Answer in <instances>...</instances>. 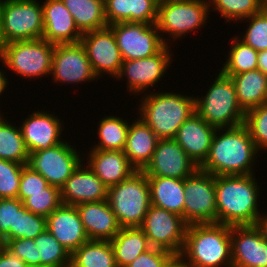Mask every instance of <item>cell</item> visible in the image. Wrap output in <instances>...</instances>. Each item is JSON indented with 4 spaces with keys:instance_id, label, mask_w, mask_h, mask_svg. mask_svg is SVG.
<instances>
[{
    "instance_id": "cell-1",
    "label": "cell",
    "mask_w": 267,
    "mask_h": 267,
    "mask_svg": "<svg viewBox=\"0 0 267 267\" xmlns=\"http://www.w3.org/2000/svg\"><path fill=\"white\" fill-rule=\"evenodd\" d=\"M258 151L244 124L216 129L209 154L199 169L214 176L255 174Z\"/></svg>"
},
{
    "instance_id": "cell-2",
    "label": "cell",
    "mask_w": 267,
    "mask_h": 267,
    "mask_svg": "<svg viewBox=\"0 0 267 267\" xmlns=\"http://www.w3.org/2000/svg\"><path fill=\"white\" fill-rule=\"evenodd\" d=\"M254 174L215 176L217 223L228 226L254 225L260 188ZM259 210V211H258Z\"/></svg>"
},
{
    "instance_id": "cell-3",
    "label": "cell",
    "mask_w": 267,
    "mask_h": 267,
    "mask_svg": "<svg viewBox=\"0 0 267 267\" xmlns=\"http://www.w3.org/2000/svg\"><path fill=\"white\" fill-rule=\"evenodd\" d=\"M179 256L185 267H232L231 226L188 225Z\"/></svg>"
},
{
    "instance_id": "cell-4",
    "label": "cell",
    "mask_w": 267,
    "mask_h": 267,
    "mask_svg": "<svg viewBox=\"0 0 267 267\" xmlns=\"http://www.w3.org/2000/svg\"><path fill=\"white\" fill-rule=\"evenodd\" d=\"M141 98L139 118L159 139H174L180 126L196 112L194 96L151 91Z\"/></svg>"
},
{
    "instance_id": "cell-5",
    "label": "cell",
    "mask_w": 267,
    "mask_h": 267,
    "mask_svg": "<svg viewBox=\"0 0 267 267\" xmlns=\"http://www.w3.org/2000/svg\"><path fill=\"white\" fill-rule=\"evenodd\" d=\"M196 113L216 129L244 124L245 111L238 103L232 79L221 71L205 96L195 98Z\"/></svg>"
},
{
    "instance_id": "cell-6",
    "label": "cell",
    "mask_w": 267,
    "mask_h": 267,
    "mask_svg": "<svg viewBox=\"0 0 267 267\" xmlns=\"http://www.w3.org/2000/svg\"><path fill=\"white\" fill-rule=\"evenodd\" d=\"M150 196L147 176L143 171H136L108 188L107 202L121 228L140 227L151 205Z\"/></svg>"
},
{
    "instance_id": "cell-7",
    "label": "cell",
    "mask_w": 267,
    "mask_h": 267,
    "mask_svg": "<svg viewBox=\"0 0 267 267\" xmlns=\"http://www.w3.org/2000/svg\"><path fill=\"white\" fill-rule=\"evenodd\" d=\"M209 0H179L158 4L156 26L165 45L170 39L182 38L186 33L205 27L209 17ZM202 26V27H201Z\"/></svg>"
},
{
    "instance_id": "cell-8",
    "label": "cell",
    "mask_w": 267,
    "mask_h": 267,
    "mask_svg": "<svg viewBox=\"0 0 267 267\" xmlns=\"http://www.w3.org/2000/svg\"><path fill=\"white\" fill-rule=\"evenodd\" d=\"M2 29L7 43L43 37V8L37 0H0Z\"/></svg>"
},
{
    "instance_id": "cell-9",
    "label": "cell",
    "mask_w": 267,
    "mask_h": 267,
    "mask_svg": "<svg viewBox=\"0 0 267 267\" xmlns=\"http://www.w3.org/2000/svg\"><path fill=\"white\" fill-rule=\"evenodd\" d=\"M54 45L44 39L7 43L0 61L25 78L51 75Z\"/></svg>"
},
{
    "instance_id": "cell-10",
    "label": "cell",
    "mask_w": 267,
    "mask_h": 267,
    "mask_svg": "<svg viewBox=\"0 0 267 267\" xmlns=\"http://www.w3.org/2000/svg\"><path fill=\"white\" fill-rule=\"evenodd\" d=\"M184 221L217 223L215 176L199 168L184 179Z\"/></svg>"
},
{
    "instance_id": "cell-11",
    "label": "cell",
    "mask_w": 267,
    "mask_h": 267,
    "mask_svg": "<svg viewBox=\"0 0 267 267\" xmlns=\"http://www.w3.org/2000/svg\"><path fill=\"white\" fill-rule=\"evenodd\" d=\"M187 226L183 217L151 204L140 228L151 247L180 255Z\"/></svg>"
},
{
    "instance_id": "cell-12",
    "label": "cell",
    "mask_w": 267,
    "mask_h": 267,
    "mask_svg": "<svg viewBox=\"0 0 267 267\" xmlns=\"http://www.w3.org/2000/svg\"><path fill=\"white\" fill-rule=\"evenodd\" d=\"M78 153L64 140L50 149L30 153L26 166L41 174L49 185L61 188L84 161Z\"/></svg>"
},
{
    "instance_id": "cell-13",
    "label": "cell",
    "mask_w": 267,
    "mask_h": 267,
    "mask_svg": "<svg viewBox=\"0 0 267 267\" xmlns=\"http://www.w3.org/2000/svg\"><path fill=\"white\" fill-rule=\"evenodd\" d=\"M108 26L115 35L123 61L151 57L165 46L155 23L123 22Z\"/></svg>"
},
{
    "instance_id": "cell-14",
    "label": "cell",
    "mask_w": 267,
    "mask_h": 267,
    "mask_svg": "<svg viewBox=\"0 0 267 267\" xmlns=\"http://www.w3.org/2000/svg\"><path fill=\"white\" fill-rule=\"evenodd\" d=\"M94 74L98 77L104 74L111 78L119 74L123 59L112 29L107 26L102 29L83 33L80 39Z\"/></svg>"
},
{
    "instance_id": "cell-15",
    "label": "cell",
    "mask_w": 267,
    "mask_h": 267,
    "mask_svg": "<svg viewBox=\"0 0 267 267\" xmlns=\"http://www.w3.org/2000/svg\"><path fill=\"white\" fill-rule=\"evenodd\" d=\"M168 45H165L157 54L141 59H134L123 61L119 74L116 80L123 79L126 76L128 92L133 94H140L147 90V88L154 87L163 78L167 72L172 56ZM151 86V87H150Z\"/></svg>"
},
{
    "instance_id": "cell-16",
    "label": "cell",
    "mask_w": 267,
    "mask_h": 267,
    "mask_svg": "<svg viewBox=\"0 0 267 267\" xmlns=\"http://www.w3.org/2000/svg\"><path fill=\"white\" fill-rule=\"evenodd\" d=\"M51 74L55 83L63 84H78L98 79L80 42L54 45Z\"/></svg>"
},
{
    "instance_id": "cell-17",
    "label": "cell",
    "mask_w": 267,
    "mask_h": 267,
    "mask_svg": "<svg viewBox=\"0 0 267 267\" xmlns=\"http://www.w3.org/2000/svg\"><path fill=\"white\" fill-rule=\"evenodd\" d=\"M198 168L174 139H159L152 159L143 172L147 177L184 180Z\"/></svg>"
},
{
    "instance_id": "cell-18",
    "label": "cell",
    "mask_w": 267,
    "mask_h": 267,
    "mask_svg": "<svg viewBox=\"0 0 267 267\" xmlns=\"http://www.w3.org/2000/svg\"><path fill=\"white\" fill-rule=\"evenodd\" d=\"M39 111L40 109L31 113V115H27L29 118H26L20 124L29 154L50 149L64 141L61 138L64 127L62 128L63 123L58 116L55 117L53 113L50 114L48 111Z\"/></svg>"
},
{
    "instance_id": "cell-19",
    "label": "cell",
    "mask_w": 267,
    "mask_h": 267,
    "mask_svg": "<svg viewBox=\"0 0 267 267\" xmlns=\"http://www.w3.org/2000/svg\"><path fill=\"white\" fill-rule=\"evenodd\" d=\"M232 267H267V241L255 225L231 226Z\"/></svg>"
},
{
    "instance_id": "cell-20",
    "label": "cell",
    "mask_w": 267,
    "mask_h": 267,
    "mask_svg": "<svg viewBox=\"0 0 267 267\" xmlns=\"http://www.w3.org/2000/svg\"><path fill=\"white\" fill-rule=\"evenodd\" d=\"M60 193L62 204L76 206L82 203L107 200L108 187L88 165H83L81 162L60 188Z\"/></svg>"
},
{
    "instance_id": "cell-21",
    "label": "cell",
    "mask_w": 267,
    "mask_h": 267,
    "mask_svg": "<svg viewBox=\"0 0 267 267\" xmlns=\"http://www.w3.org/2000/svg\"><path fill=\"white\" fill-rule=\"evenodd\" d=\"M43 8V37L53 45L79 43L83 33L61 0H45Z\"/></svg>"
},
{
    "instance_id": "cell-22",
    "label": "cell",
    "mask_w": 267,
    "mask_h": 267,
    "mask_svg": "<svg viewBox=\"0 0 267 267\" xmlns=\"http://www.w3.org/2000/svg\"><path fill=\"white\" fill-rule=\"evenodd\" d=\"M46 229L72 254L89 238L73 205L61 204L46 218Z\"/></svg>"
},
{
    "instance_id": "cell-23",
    "label": "cell",
    "mask_w": 267,
    "mask_h": 267,
    "mask_svg": "<svg viewBox=\"0 0 267 267\" xmlns=\"http://www.w3.org/2000/svg\"><path fill=\"white\" fill-rule=\"evenodd\" d=\"M215 131L216 128L195 112L180 126L174 140L196 166L200 167L209 154Z\"/></svg>"
},
{
    "instance_id": "cell-24",
    "label": "cell",
    "mask_w": 267,
    "mask_h": 267,
    "mask_svg": "<svg viewBox=\"0 0 267 267\" xmlns=\"http://www.w3.org/2000/svg\"><path fill=\"white\" fill-rule=\"evenodd\" d=\"M89 240H112L120 231L107 200L76 205Z\"/></svg>"
},
{
    "instance_id": "cell-25",
    "label": "cell",
    "mask_w": 267,
    "mask_h": 267,
    "mask_svg": "<svg viewBox=\"0 0 267 267\" xmlns=\"http://www.w3.org/2000/svg\"><path fill=\"white\" fill-rule=\"evenodd\" d=\"M88 167L109 188L129 178L137 170L123 151L94 150L87 152Z\"/></svg>"
},
{
    "instance_id": "cell-26",
    "label": "cell",
    "mask_w": 267,
    "mask_h": 267,
    "mask_svg": "<svg viewBox=\"0 0 267 267\" xmlns=\"http://www.w3.org/2000/svg\"><path fill=\"white\" fill-rule=\"evenodd\" d=\"M158 140L155 133L139 117L129 125L123 152L137 171H143L150 163Z\"/></svg>"
},
{
    "instance_id": "cell-27",
    "label": "cell",
    "mask_w": 267,
    "mask_h": 267,
    "mask_svg": "<svg viewBox=\"0 0 267 267\" xmlns=\"http://www.w3.org/2000/svg\"><path fill=\"white\" fill-rule=\"evenodd\" d=\"M107 24L135 22L153 24L157 20V0H104Z\"/></svg>"
},
{
    "instance_id": "cell-28",
    "label": "cell",
    "mask_w": 267,
    "mask_h": 267,
    "mask_svg": "<svg viewBox=\"0 0 267 267\" xmlns=\"http://www.w3.org/2000/svg\"><path fill=\"white\" fill-rule=\"evenodd\" d=\"M151 204L175 213L184 219V180L168 177H147Z\"/></svg>"
},
{
    "instance_id": "cell-29",
    "label": "cell",
    "mask_w": 267,
    "mask_h": 267,
    "mask_svg": "<svg viewBox=\"0 0 267 267\" xmlns=\"http://www.w3.org/2000/svg\"><path fill=\"white\" fill-rule=\"evenodd\" d=\"M226 76L232 79L238 103L245 112L267 103V76L260 70Z\"/></svg>"
},
{
    "instance_id": "cell-30",
    "label": "cell",
    "mask_w": 267,
    "mask_h": 267,
    "mask_svg": "<svg viewBox=\"0 0 267 267\" xmlns=\"http://www.w3.org/2000/svg\"><path fill=\"white\" fill-rule=\"evenodd\" d=\"M117 267L128 266L141 253L151 248L140 227H124L110 240Z\"/></svg>"
},
{
    "instance_id": "cell-31",
    "label": "cell",
    "mask_w": 267,
    "mask_h": 267,
    "mask_svg": "<svg viewBox=\"0 0 267 267\" xmlns=\"http://www.w3.org/2000/svg\"><path fill=\"white\" fill-rule=\"evenodd\" d=\"M82 32L107 27L104 0H61Z\"/></svg>"
},
{
    "instance_id": "cell-32",
    "label": "cell",
    "mask_w": 267,
    "mask_h": 267,
    "mask_svg": "<svg viewBox=\"0 0 267 267\" xmlns=\"http://www.w3.org/2000/svg\"><path fill=\"white\" fill-rule=\"evenodd\" d=\"M70 267H117L110 241L88 240L71 254Z\"/></svg>"
},
{
    "instance_id": "cell-33",
    "label": "cell",
    "mask_w": 267,
    "mask_h": 267,
    "mask_svg": "<svg viewBox=\"0 0 267 267\" xmlns=\"http://www.w3.org/2000/svg\"><path fill=\"white\" fill-rule=\"evenodd\" d=\"M28 156L20 126L5 120L0 112V159L26 165Z\"/></svg>"
},
{
    "instance_id": "cell-34",
    "label": "cell",
    "mask_w": 267,
    "mask_h": 267,
    "mask_svg": "<svg viewBox=\"0 0 267 267\" xmlns=\"http://www.w3.org/2000/svg\"><path fill=\"white\" fill-rule=\"evenodd\" d=\"M98 123L97 135L100 141L93 146L94 150L123 151L126 145L129 123L120 116L108 115Z\"/></svg>"
},
{
    "instance_id": "cell-35",
    "label": "cell",
    "mask_w": 267,
    "mask_h": 267,
    "mask_svg": "<svg viewBox=\"0 0 267 267\" xmlns=\"http://www.w3.org/2000/svg\"><path fill=\"white\" fill-rule=\"evenodd\" d=\"M228 58L220 68L224 75H236L257 69L258 51L241 41L238 36L231 38Z\"/></svg>"
},
{
    "instance_id": "cell-36",
    "label": "cell",
    "mask_w": 267,
    "mask_h": 267,
    "mask_svg": "<svg viewBox=\"0 0 267 267\" xmlns=\"http://www.w3.org/2000/svg\"><path fill=\"white\" fill-rule=\"evenodd\" d=\"M40 256V267H70L71 254L46 229L34 239Z\"/></svg>"
},
{
    "instance_id": "cell-37",
    "label": "cell",
    "mask_w": 267,
    "mask_h": 267,
    "mask_svg": "<svg viewBox=\"0 0 267 267\" xmlns=\"http://www.w3.org/2000/svg\"><path fill=\"white\" fill-rule=\"evenodd\" d=\"M209 6L226 22H238L263 10L261 0H209Z\"/></svg>"
},
{
    "instance_id": "cell-38",
    "label": "cell",
    "mask_w": 267,
    "mask_h": 267,
    "mask_svg": "<svg viewBox=\"0 0 267 267\" xmlns=\"http://www.w3.org/2000/svg\"><path fill=\"white\" fill-rule=\"evenodd\" d=\"M46 230V218L36 215L24 206L16 211L15 229H10L11 239H35Z\"/></svg>"
},
{
    "instance_id": "cell-39",
    "label": "cell",
    "mask_w": 267,
    "mask_h": 267,
    "mask_svg": "<svg viewBox=\"0 0 267 267\" xmlns=\"http://www.w3.org/2000/svg\"><path fill=\"white\" fill-rule=\"evenodd\" d=\"M62 204L60 188L48 185L46 192L27 193L23 206L30 212L47 218Z\"/></svg>"
},
{
    "instance_id": "cell-40",
    "label": "cell",
    "mask_w": 267,
    "mask_h": 267,
    "mask_svg": "<svg viewBox=\"0 0 267 267\" xmlns=\"http://www.w3.org/2000/svg\"><path fill=\"white\" fill-rule=\"evenodd\" d=\"M244 125L258 150H267V103L261 104L245 113Z\"/></svg>"
},
{
    "instance_id": "cell-41",
    "label": "cell",
    "mask_w": 267,
    "mask_h": 267,
    "mask_svg": "<svg viewBox=\"0 0 267 267\" xmlns=\"http://www.w3.org/2000/svg\"><path fill=\"white\" fill-rule=\"evenodd\" d=\"M242 20L250 23L244 35L238 38L258 52L267 50V9Z\"/></svg>"
},
{
    "instance_id": "cell-42",
    "label": "cell",
    "mask_w": 267,
    "mask_h": 267,
    "mask_svg": "<svg viewBox=\"0 0 267 267\" xmlns=\"http://www.w3.org/2000/svg\"><path fill=\"white\" fill-rule=\"evenodd\" d=\"M24 166V164L0 159V199L18 198Z\"/></svg>"
},
{
    "instance_id": "cell-43",
    "label": "cell",
    "mask_w": 267,
    "mask_h": 267,
    "mask_svg": "<svg viewBox=\"0 0 267 267\" xmlns=\"http://www.w3.org/2000/svg\"><path fill=\"white\" fill-rule=\"evenodd\" d=\"M23 206L18 198L0 199V244L10 240V229H15L16 211Z\"/></svg>"
},
{
    "instance_id": "cell-44",
    "label": "cell",
    "mask_w": 267,
    "mask_h": 267,
    "mask_svg": "<svg viewBox=\"0 0 267 267\" xmlns=\"http://www.w3.org/2000/svg\"><path fill=\"white\" fill-rule=\"evenodd\" d=\"M3 245L23 260L28 267H40L39 250L34 239H11Z\"/></svg>"
},
{
    "instance_id": "cell-45",
    "label": "cell",
    "mask_w": 267,
    "mask_h": 267,
    "mask_svg": "<svg viewBox=\"0 0 267 267\" xmlns=\"http://www.w3.org/2000/svg\"><path fill=\"white\" fill-rule=\"evenodd\" d=\"M48 185L41 174L25 165L21 173L18 199L23 202L27 198V193L46 192Z\"/></svg>"
},
{
    "instance_id": "cell-46",
    "label": "cell",
    "mask_w": 267,
    "mask_h": 267,
    "mask_svg": "<svg viewBox=\"0 0 267 267\" xmlns=\"http://www.w3.org/2000/svg\"><path fill=\"white\" fill-rule=\"evenodd\" d=\"M173 256L167 250L151 247L126 267H163Z\"/></svg>"
},
{
    "instance_id": "cell-47",
    "label": "cell",
    "mask_w": 267,
    "mask_h": 267,
    "mask_svg": "<svg viewBox=\"0 0 267 267\" xmlns=\"http://www.w3.org/2000/svg\"><path fill=\"white\" fill-rule=\"evenodd\" d=\"M0 267H28L27 264L0 244Z\"/></svg>"
},
{
    "instance_id": "cell-48",
    "label": "cell",
    "mask_w": 267,
    "mask_h": 267,
    "mask_svg": "<svg viewBox=\"0 0 267 267\" xmlns=\"http://www.w3.org/2000/svg\"><path fill=\"white\" fill-rule=\"evenodd\" d=\"M254 225L259 230L261 236L267 241V214H262Z\"/></svg>"
},
{
    "instance_id": "cell-49",
    "label": "cell",
    "mask_w": 267,
    "mask_h": 267,
    "mask_svg": "<svg viewBox=\"0 0 267 267\" xmlns=\"http://www.w3.org/2000/svg\"><path fill=\"white\" fill-rule=\"evenodd\" d=\"M257 69L267 76V50L258 52Z\"/></svg>"
},
{
    "instance_id": "cell-50",
    "label": "cell",
    "mask_w": 267,
    "mask_h": 267,
    "mask_svg": "<svg viewBox=\"0 0 267 267\" xmlns=\"http://www.w3.org/2000/svg\"><path fill=\"white\" fill-rule=\"evenodd\" d=\"M163 267H185L179 255H174Z\"/></svg>"
},
{
    "instance_id": "cell-51",
    "label": "cell",
    "mask_w": 267,
    "mask_h": 267,
    "mask_svg": "<svg viewBox=\"0 0 267 267\" xmlns=\"http://www.w3.org/2000/svg\"><path fill=\"white\" fill-rule=\"evenodd\" d=\"M0 69V95L5 91L6 87L9 85V80L6 78V74Z\"/></svg>"
},
{
    "instance_id": "cell-52",
    "label": "cell",
    "mask_w": 267,
    "mask_h": 267,
    "mask_svg": "<svg viewBox=\"0 0 267 267\" xmlns=\"http://www.w3.org/2000/svg\"><path fill=\"white\" fill-rule=\"evenodd\" d=\"M6 45H7V41L3 34L2 22H1V16H0V58L2 57L4 48Z\"/></svg>"
},
{
    "instance_id": "cell-53",
    "label": "cell",
    "mask_w": 267,
    "mask_h": 267,
    "mask_svg": "<svg viewBox=\"0 0 267 267\" xmlns=\"http://www.w3.org/2000/svg\"><path fill=\"white\" fill-rule=\"evenodd\" d=\"M263 9H267V0H261Z\"/></svg>"
},
{
    "instance_id": "cell-54",
    "label": "cell",
    "mask_w": 267,
    "mask_h": 267,
    "mask_svg": "<svg viewBox=\"0 0 267 267\" xmlns=\"http://www.w3.org/2000/svg\"><path fill=\"white\" fill-rule=\"evenodd\" d=\"M167 1H179V0H157L158 4L167 2Z\"/></svg>"
}]
</instances>
